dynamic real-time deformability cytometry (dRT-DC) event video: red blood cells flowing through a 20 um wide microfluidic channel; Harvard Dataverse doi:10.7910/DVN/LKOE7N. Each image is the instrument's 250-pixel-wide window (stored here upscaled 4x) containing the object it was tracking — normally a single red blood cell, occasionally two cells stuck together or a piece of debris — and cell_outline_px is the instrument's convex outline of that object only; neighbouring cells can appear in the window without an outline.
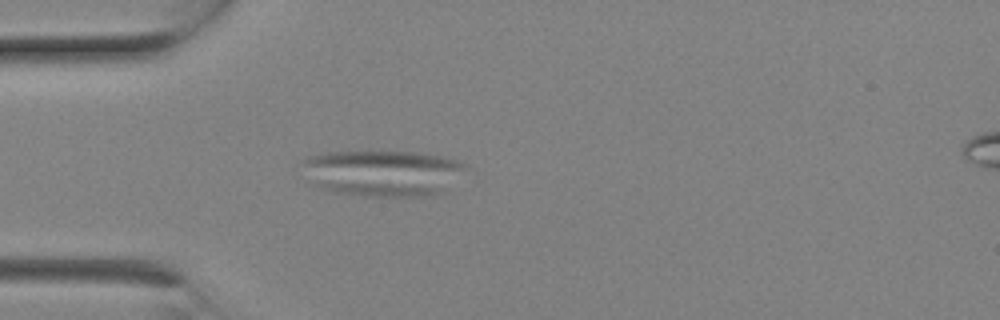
{"species": "Egyptian fruit bat (a non-hibernating species)", "species_latin": "Rousettus aegyptiacus", "temperature_condition": "room temperature", "stored_images_in_passage": 9, "camera_frame_rate_fps": 3000, "um_per_image_px": 0.085, "animal": {"sex": "female"}, "frame": {"image": 1, "passage_image": 6, "time_ms": 1.667, "image_size_px": [1000, 320], "cell_outline_px": [[468, 168], [440, 192], [432, 196], [364, 196], [332, 192], [312, 184], [304, 164], [304, 160], [308, 156], [328, 152], [420, 152], [444, 156], [460, 160], [468, 164]], "centroid_in_image_um": [32.59, 14.7], "position_along_channel_um": 52.4, "area_um2": 43.81}}
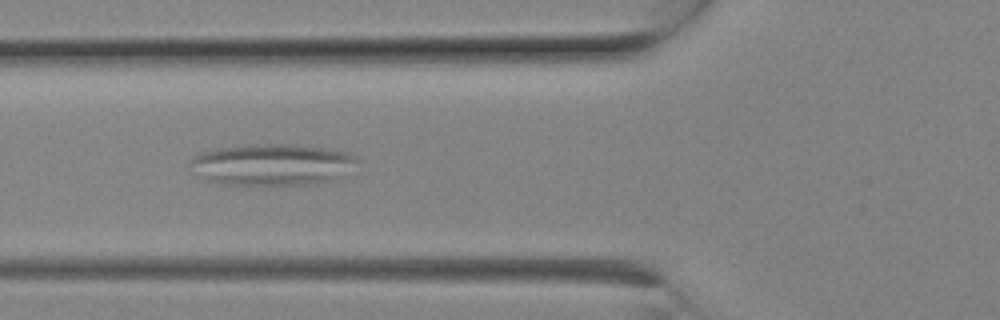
{"frame": {"image": 2, "passage_image": 8, "time_ms": 2.333, "image_size_px": [1000, 320], "cell_outline_px": [[360, 160], [336, 180], [312, 184], [224, 184], [204, 180], [188, 172], [188, 164], [200, 152], [216, 148], [252, 144], [292, 144], [328, 148], [348, 152], [356, 156]], "centroid_in_image_um": [23.08, 13.98], "position_along_channel_um": 102.7, "area_um2": 40.92}}